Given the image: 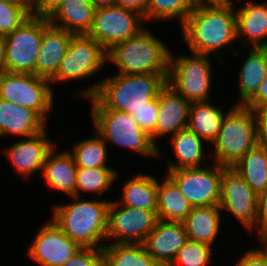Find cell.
I'll return each instance as SVG.
<instances>
[{"label": "cell", "instance_id": "obj_44", "mask_svg": "<svg viewBox=\"0 0 267 266\" xmlns=\"http://www.w3.org/2000/svg\"><path fill=\"white\" fill-rule=\"evenodd\" d=\"M246 107L267 106V76L261 83L256 95L245 105Z\"/></svg>", "mask_w": 267, "mask_h": 266}, {"label": "cell", "instance_id": "obj_8", "mask_svg": "<svg viewBox=\"0 0 267 266\" xmlns=\"http://www.w3.org/2000/svg\"><path fill=\"white\" fill-rule=\"evenodd\" d=\"M49 79L30 73L2 72L0 98L38 112L45 120L53 110V89Z\"/></svg>", "mask_w": 267, "mask_h": 266}, {"label": "cell", "instance_id": "obj_1", "mask_svg": "<svg viewBox=\"0 0 267 266\" xmlns=\"http://www.w3.org/2000/svg\"><path fill=\"white\" fill-rule=\"evenodd\" d=\"M168 75L119 74L90 85L79 95L91 100L92 109L126 112L141 110L158 96Z\"/></svg>", "mask_w": 267, "mask_h": 266}, {"label": "cell", "instance_id": "obj_7", "mask_svg": "<svg viewBox=\"0 0 267 266\" xmlns=\"http://www.w3.org/2000/svg\"><path fill=\"white\" fill-rule=\"evenodd\" d=\"M209 55L191 52L173 59L170 53L167 84L188 102H206L211 84Z\"/></svg>", "mask_w": 267, "mask_h": 266}, {"label": "cell", "instance_id": "obj_15", "mask_svg": "<svg viewBox=\"0 0 267 266\" xmlns=\"http://www.w3.org/2000/svg\"><path fill=\"white\" fill-rule=\"evenodd\" d=\"M80 248L51 221L39 229L28 255L40 266H63Z\"/></svg>", "mask_w": 267, "mask_h": 266}, {"label": "cell", "instance_id": "obj_19", "mask_svg": "<svg viewBox=\"0 0 267 266\" xmlns=\"http://www.w3.org/2000/svg\"><path fill=\"white\" fill-rule=\"evenodd\" d=\"M72 36L66 30L50 24L47 17H43V37L37 56L36 76L50 80L56 74Z\"/></svg>", "mask_w": 267, "mask_h": 266}, {"label": "cell", "instance_id": "obj_17", "mask_svg": "<svg viewBox=\"0 0 267 266\" xmlns=\"http://www.w3.org/2000/svg\"><path fill=\"white\" fill-rule=\"evenodd\" d=\"M46 129L40 133L15 142L5 150L8 159L15 167L14 169L28 177L41 172L47 155L55 148L53 142L47 138Z\"/></svg>", "mask_w": 267, "mask_h": 266}, {"label": "cell", "instance_id": "obj_38", "mask_svg": "<svg viewBox=\"0 0 267 266\" xmlns=\"http://www.w3.org/2000/svg\"><path fill=\"white\" fill-rule=\"evenodd\" d=\"M63 266H104L102 248H80Z\"/></svg>", "mask_w": 267, "mask_h": 266}, {"label": "cell", "instance_id": "obj_36", "mask_svg": "<svg viewBox=\"0 0 267 266\" xmlns=\"http://www.w3.org/2000/svg\"><path fill=\"white\" fill-rule=\"evenodd\" d=\"M30 16L24 6L0 0V33L6 35L15 31Z\"/></svg>", "mask_w": 267, "mask_h": 266}, {"label": "cell", "instance_id": "obj_16", "mask_svg": "<svg viewBox=\"0 0 267 266\" xmlns=\"http://www.w3.org/2000/svg\"><path fill=\"white\" fill-rule=\"evenodd\" d=\"M158 119L155 132L150 136L157 146V137L171 135L187 128L190 102L183 98L167 83L157 96Z\"/></svg>", "mask_w": 267, "mask_h": 266}, {"label": "cell", "instance_id": "obj_27", "mask_svg": "<svg viewBox=\"0 0 267 266\" xmlns=\"http://www.w3.org/2000/svg\"><path fill=\"white\" fill-rule=\"evenodd\" d=\"M258 195L267 188V146L258 143L232 167Z\"/></svg>", "mask_w": 267, "mask_h": 266}, {"label": "cell", "instance_id": "obj_30", "mask_svg": "<svg viewBox=\"0 0 267 266\" xmlns=\"http://www.w3.org/2000/svg\"><path fill=\"white\" fill-rule=\"evenodd\" d=\"M123 206L157 211L158 180L146 174L135 177L123 185Z\"/></svg>", "mask_w": 267, "mask_h": 266}, {"label": "cell", "instance_id": "obj_5", "mask_svg": "<svg viewBox=\"0 0 267 266\" xmlns=\"http://www.w3.org/2000/svg\"><path fill=\"white\" fill-rule=\"evenodd\" d=\"M259 143L254 111L245 105H234L225 115L214 145V163L232 167Z\"/></svg>", "mask_w": 267, "mask_h": 266}, {"label": "cell", "instance_id": "obj_39", "mask_svg": "<svg viewBox=\"0 0 267 266\" xmlns=\"http://www.w3.org/2000/svg\"><path fill=\"white\" fill-rule=\"evenodd\" d=\"M256 228L259 236L267 234V188L258 194L257 215L254 230Z\"/></svg>", "mask_w": 267, "mask_h": 266}, {"label": "cell", "instance_id": "obj_34", "mask_svg": "<svg viewBox=\"0 0 267 266\" xmlns=\"http://www.w3.org/2000/svg\"><path fill=\"white\" fill-rule=\"evenodd\" d=\"M194 7L192 0H147V21L179 18L182 26Z\"/></svg>", "mask_w": 267, "mask_h": 266}, {"label": "cell", "instance_id": "obj_32", "mask_svg": "<svg viewBox=\"0 0 267 266\" xmlns=\"http://www.w3.org/2000/svg\"><path fill=\"white\" fill-rule=\"evenodd\" d=\"M117 179V172L110 167L84 168L76 170V196L83 192H97L102 195Z\"/></svg>", "mask_w": 267, "mask_h": 266}, {"label": "cell", "instance_id": "obj_43", "mask_svg": "<svg viewBox=\"0 0 267 266\" xmlns=\"http://www.w3.org/2000/svg\"><path fill=\"white\" fill-rule=\"evenodd\" d=\"M115 5L134 10L147 21V0H115Z\"/></svg>", "mask_w": 267, "mask_h": 266}, {"label": "cell", "instance_id": "obj_14", "mask_svg": "<svg viewBox=\"0 0 267 266\" xmlns=\"http://www.w3.org/2000/svg\"><path fill=\"white\" fill-rule=\"evenodd\" d=\"M257 202L258 195L247 182L231 167L222 166L221 210L235 216L250 234L255 227Z\"/></svg>", "mask_w": 267, "mask_h": 266}, {"label": "cell", "instance_id": "obj_49", "mask_svg": "<svg viewBox=\"0 0 267 266\" xmlns=\"http://www.w3.org/2000/svg\"><path fill=\"white\" fill-rule=\"evenodd\" d=\"M261 242L264 244L263 248H259L267 258V234L259 236Z\"/></svg>", "mask_w": 267, "mask_h": 266}, {"label": "cell", "instance_id": "obj_11", "mask_svg": "<svg viewBox=\"0 0 267 266\" xmlns=\"http://www.w3.org/2000/svg\"><path fill=\"white\" fill-rule=\"evenodd\" d=\"M213 164L169 170L167 176L193 207L220 205L222 166Z\"/></svg>", "mask_w": 267, "mask_h": 266}, {"label": "cell", "instance_id": "obj_33", "mask_svg": "<svg viewBox=\"0 0 267 266\" xmlns=\"http://www.w3.org/2000/svg\"><path fill=\"white\" fill-rule=\"evenodd\" d=\"M95 138L84 139L75 144L73 152H69L77 167L96 168L109 167L107 162V143L96 132Z\"/></svg>", "mask_w": 267, "mask_h": 266}, {"label": "cell", "instance_id": "obj_12", "mask_svg": "<svg viewBox=\"0 0 267 266\" xmlns=\"http://www.w3.org/2000/svg\"><path fill=\"white\" fill-rule=\"evenodd\" d=\"M144 17L138 12L117 5L96 8L88 36L106 51L114 44L137 35L144 29Z\"/></svg>", "mask_w": 267, "mask_h": 266}, {"label": "cell", "instance_id": "obj_23", "mask_svg": "<svg viewBox=\"0 0 267 266\" xmlns=\"http://www.w3.org/2000/svg\"><path fill=\"white\" fill-rule=\"evenodd\" d=\"M237 39L246 36L252 48H267V4L247 2L236 10Z\"/></svg>", "mask_w": 267, "mask_h": 266}, {"label": "cell", "instance_id": "obj_47", "mask_svg": "<svg viewBox=\"0 0 267 266\" xmlns=\"http://www.w3.org/2000/svg\"><path fill=\"white\" fill-rule=\"evenodd\" d=\"M95 8L110 7L115 5V0H91Z\"/></svg>", "mask_w": 267, "mask_h": 266}, {"label": "cell", "instance_id": "obj_4", "mask_svg": "<svg viewBox=\"0 0 267 266\" xmlns=\"http://www.w3.org/2000/svg\"><path fill=\"white\" fill-rule=\"evenodd\" d=\"M170 51L147 28L107 50V61L119 68V74L168 75Z\"/></svg>", "mask_w": 267, "mask_h": 266}, {"label": "cell", "instance_id": "obj_45", "mask_svg": "<svg viewBox=\"0 0 267 266\" xmlns=\"http://www.w3.org/2000/svg\"><path fill=\"white\" fill-rule=\"evenodd\" d=\"M5 45L6 35L0 33V74L5 72Z\"/></svg>", "mask_w": 267, "mask_h": 266}, {"label": "cell", "instance_id": "obj_31", "mask_svg": "<svg viewBox=\"0 0 267 266\" xmlns=\"http://www.w3.org/2000/svg\"><path fill=\"white\" fill-rule=\"evenodd\" d=\"M102 250L104 266H162L146 252L143 244L109 243Z\"/></svg>", "mask_w": 267, "mask_h": 266}, {"label": "cell", "instance_id": "obj_18", "mask_svg": "<svg viewBox=\"0 0 267 266\" xmlns=\"http://www.w3.org/2000/svg\"><path fill=\"white\" fill-rule=\"evenodd\" d=\"M188 241L182 222L157 220L142 243L146 252L162 266H168Z\"/></svg>", "mask_w": 267, "mask_h": 266}, {"label": "cell", "instance_id": "obj_29", "mask_svg": "<svg viewBox=\"0 0 267 266\" xmlns=\"http://www.w3.org/2000/svg\"><path fill=\"white\" fill-rule=\"evenodd\" d=\"M208 102L190 104L187 128L204 141L212 143L226 114Z\"/></svg>", "mask_w": 267, "mask_h": 266}, {"label": "cell", "instance_id": "obj_28", "mask_svg": "<svg viewBox=\"0 0 267 266\" xmlns=\"http://www.w3.org/2000/svg\"><path fill=\"white\" fill-rule=\"evenodd\" d=\"M173 151L176 154L177 164L168 161V171L180 168L203 167L204 140L188 128L178 131L170 138ZM204 165H201V164Z\"/></svg>", "mask_w": 267, "mask_h": 266}, {"label": "cell", "instance_id": "obj_22", "mask_svg": "<svg viewBox=\"0 0 267 266\" xmlns=\"http://www.w3.org/2000/svg\"><path fill=\"white\" fill-rule=\"evenodd\" d=\"M55 148L47 155L42 167L46 184L65 195L76 196L77 166L68 151L57 154Z\"/></svg>", "mask_w": 267, "mask_h": 266}, {"label": "cell", "instance_id": "obj_37", "mask_svg": "<svg viewBox=\"0 0 267 266\" xmlns=\"http://www.w3.org/2000/svg\"><path fill=\"white\" fill-rule=\"evenodd\" d=\"M130 115L140 128L151 136L155 132L158 119L157 97L148 104V107L141 110H134Z\"/></svg>", "mask_w": 267, "mask_h": 266}, {"label": "cell", "instance_id": "obj_48", "mask_svg": "<svg viewBox=\"0 0 267 266\" xmlns=\"http://www.w3.org/2000/svg\"><path fill=\"white\" fill-rule=\"evenodd\" d=\"M2 1L24 6L31 13V0H2Z\"/></svg>", "mask_w": 267, "mask_h": 266}, {"label": "cell", "instance_id": "obj_25", "mask_svg": "<svg viewBox=\"0 0 267 266\" xmlns=\"http://www.w3.org/2000/svg\"><path fill=\"white\" fill-rule=\"evenodd\" d=\"M220 205L194 207L182 221L187 238L212 245L220 230Z\"/></svg>", "mask_w": 267, "mask_h": 266}, {"label": "cell", "instance_id": "obj_9", "mask_svg": "<svg viewBox=\"0 0 267 266\" xmlns=\"http://www.w3.org/2000/svg\"><path fill=\"white\" fill-rule=\"evenodd\" d=\"M43 37V17L31 15L15 31L6 34L5 72L36 75Z\"/></svg>", "mask_w": 267, "mask_h": 266}, {"label": "cell", "instance_id": "obj_42", "mask_svg": "<svg viewBox=\"0 0 267 266\" xmlns=\"http://www.w3.org/2000/svg\"><path fill=\"white\" fill-rule=\"evenodd\" d=\"M254 111L259 143L267 146V106L248 107Z\"/></svg>", "mask_w": 267, "mask_h": 266}, {"label": "cell", "instance_id": "obj_3", "mask_svg": "<svg viewBox=\"0 0 267 266\" xmlns=\"http://www.w3.org/2000/svg\"><path fill=\"white\" fill-rule=\"evenodd\" d=\"M71 197V203L54 206L52 221L81 248H103L98 243L107 236L110 201Z\"/></svg>", "mask_w": 267, "mask_h": 266}, {"label": "cell", "instance_id": "obj_35", "mask_svg": "<svg viewBox=\"0 0 267 266\" xmlns=\"http://www.w3.org/2000/svg\"><path fill=\"white\" fill-rule=\"evenodd\" d=\"M212 246L189 240L178 250L174 259L168 266H206L211 263Z\"/></svg>", "mask_w": 267, "mask_h": 266}, {"label": "cell", "instance_id": "obj_2", "mask_svg": "<svg viewBox=\"0 0 267 266\" xmlns=\"http://www.w3.org/2000/svg\"><path fill=\"white\" fill-rule=\"evenodd\" d=\"M233 1L226 4L197 5L182 25L183 39L191 52L209 55L237 39Z\"/></svg>", "mask_w": 267, "mask_h": 266}, {"label": "cell", "instance_id": "obj_24", "mask_svg": "<svg viewBox=\"0 0 267 266\" xmlns=\"http://www.w3.org/2000/svg\"><path fill=\"white\" fill-rule=\"evenodd\" d=\"M239 71V98L235 105H246L258 92L267 76V48H250Z\"/></svg>", "mask_w": 267, "mask_h": 266}, {"label": "cell", "instance_id": "obj_46", "mask_svg": "<svg viewBox=\"0 0 267 266\" xmlns=\"http://www.w3.org/2000/svg\"><path fill=\"white\" fill-rule=\"evenodd\" d=\"M194 5H212V4H226L232 0H192Z\"/></svg>", "mask_w": 267, "mask_h": 266}, {"label": "cell", "instance_id": "obj_40", "mask_svg": "<svg viewBox=\"0 0 267 266\" xmlns=\"http://www.w3.org/2000/svg\"><path fill=\"white\" fill-rule=\"evenodd\" d=\"M63 0H31V15L49 17Z\"/></svg>", "mask_w": 267, "mask_h": 266}, {"label": "cell", "instance_id": "obj_41", "mask_svg": "<svg viewBox=\"0 0 267 266\" xmlns=\"http://www.w3.org/2000/svg\"><path fill=\"white\" fill-rule=\"evenodd\" d=\"M234 266H267V258L260 249H249Z\"/></svg>", "mask_w": 267, "mask_h": 266}, {"label": "cell", "instance_id": "obj_10", "mask_svg": "<svg viewBox=\"0 0 267 266\" xmlns=\"http://www.w3.org/2000/svg\"><path fill=\"white\" fill-rule=\"evenodd\" d=\"M107 51L88 35H73L51 84L91 77L105 66Z\"/></svg>", "mask_w": 267, "mask_h": 266}, {"label": "cell", "instance_id": "obj_13", "mask_svg": "<svg viewBox=\"0 0 267 266\" xmlns=\"http://www.w3.org/2000/svg\"><path fill=\"white\" fill-rule=\"evenodd\" d=\"M120 205L110 201L106 239L115 238L111 243L142 244L155 227L157 211Z\"/></svg>", "mask_w": 267, "mask_h": 266}, {"label": "cell", "instance_id": "obj_20", "mask_svg": "<svg viewBox=\"0 0 267 266\" xmlns=\"http://www.w3.org/2000/svg\"><path fill=\"white\" fill-rule=\"evenodd\" d=\"M46 120L35 110L0 98V137H30L45 130Z\"/></svg>", "mask_w": 267, "mask_h": 266}, {"label": "cell", "instance_id": "obj_6", "mask_svg": "<svg viewBox=\"0 0 267 266\" xmlns=\"http://www.w3.org/2000/svg\"><path fill=\"white\" fill-rule=\"evenodd\" d=\"M96 132L107 142L146 156L158 157V147L130 114L112 109H92Z\"/></svg>", "mask_w": 267, "mask_h": 266}, {"label": "cell", "instance_id": "obj_21", "mask_svg": "<svg viewBox=\"0 0 267 266\" xmlns=\"http://www.w3.org/2000/svg\"><path fill=\"white\" fill-rule=\"evenodd\" d=\"M95 9L91 0H63L48 20L72 35H88Z\"/></svg>", "mask_w": 267, "mask_h": 266}, {"label": "cell", "instance_id": "obj_26", "mask_svg": "<svg viewBox=\"0 0 267 266\" xmlns=\"http://www.w3.org/2000/svg\"><path fill=\"white\" fill-rule=\"evenodd\" d=\"M157 190V218L162 221L182 222L194 208L182 195L177 185L166 175Z\"/></svg>", "mask_w": 267, "mask_h": 266}]
</instances>
